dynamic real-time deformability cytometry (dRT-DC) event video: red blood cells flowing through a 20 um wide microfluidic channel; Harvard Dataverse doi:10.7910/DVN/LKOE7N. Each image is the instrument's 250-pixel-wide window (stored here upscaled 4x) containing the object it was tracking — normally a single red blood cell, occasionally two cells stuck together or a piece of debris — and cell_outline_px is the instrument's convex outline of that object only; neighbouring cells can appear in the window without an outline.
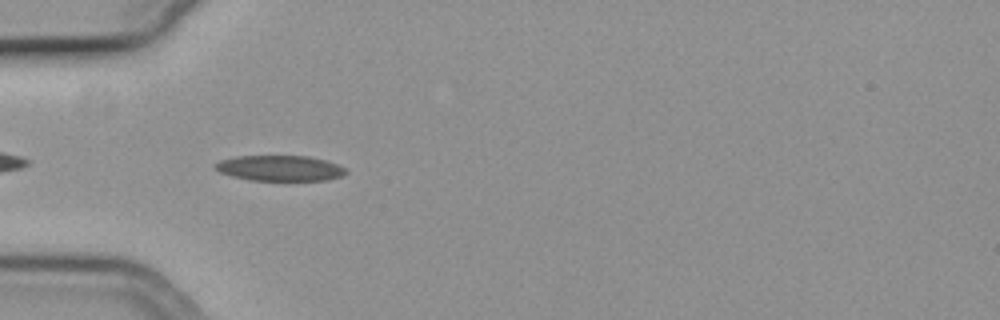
{"species": "common noctule bat (a hibernating species)", "species_latin": "Nyctalus noctula", "temperature_condition": "cold", "stored_images_in_passage": 41, "camera_frame_rate_fps": 3000, "um_per_image_px": 0.085, "animal": {"sex": "female", "body_mass_g": 19.3, "forearm_length_mm": 54.1}, "frame": {"image": 1, "passage_image": 3, "time_ms": 0.667, "image_size_px": [1000, 320], "cell_outline_px": [[348, 172], [344, 176], [324, 180], [252, 180], [232, 176], [220, 172], [212, 168], [212, 164], [220, 160], [236, 156], [308, 156], [324, 160], [348, 168]], "centroid_in_image_um": [23.78, 14.29], "position_along_channel_um": 61.2, "area_um2": 19.54}}
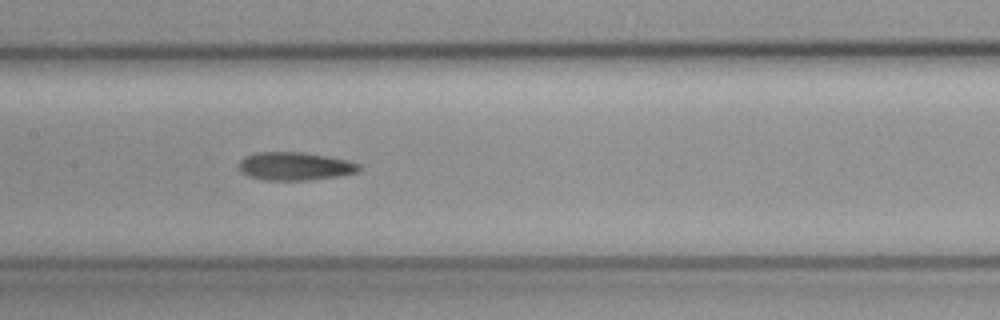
{"frame": {"image": 2, "passage_image": 13, "time_ms": 4.0, "image_size_px": [1000, 320], "cell_outline_px": [[360, 172], [340, 176], [308, 180], [268, 180], [248, 176], [240, 172], [240, 160], [244, 156], [256, 152], [304, 152], [348, 160], [360, 164]], "centroid_in_image_um": [25.09, 14.13], "position_along_channel_um": 182.3, "area_um2": 19.83}}
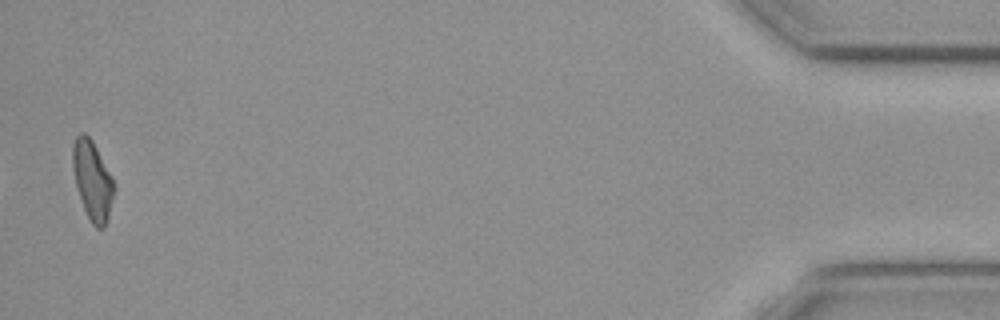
{"frame": {"image": 3, "passage_image": 40, "time_ms": 13.0, "image_size_px": [1000, 320], "cell_outline_px": [[112, 196], [108, 216], [104, 228], [96, 228], [92, 224], [84, 208], [76, 184], [72, 168], [72, 144], [76, 136], [80, 132], [84, 132], [92, 140], [112, 176]], "centroid_in_image_um": [7.82, 15.27], "position_along_channel_um": 427.4, "area_um2": 18.55}, "authors_computed_cell_mechanics": {"area_um2": 19.4786, "velocity_mm_per_s": 3.7571, "shape_relaxation_time_tau1_ms": 5.898, "shape_relaxation_time_tau2_ms": 4.9462, "deformation_change_tau1": 0.1394, "deformation_change_tau2": 0.138}}